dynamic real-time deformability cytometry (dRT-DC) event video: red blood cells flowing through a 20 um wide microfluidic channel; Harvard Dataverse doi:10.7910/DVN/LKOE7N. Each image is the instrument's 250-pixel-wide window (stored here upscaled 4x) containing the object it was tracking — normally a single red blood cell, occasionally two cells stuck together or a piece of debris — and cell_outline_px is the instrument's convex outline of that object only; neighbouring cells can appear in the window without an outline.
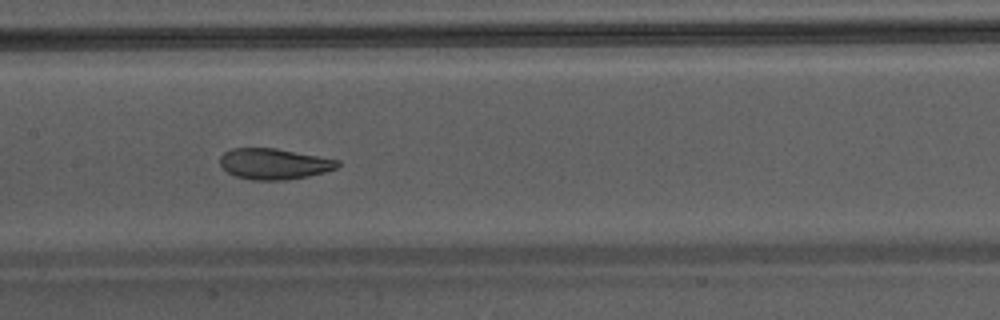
{"species": "Egyptian fruit bat (a non-hibernating species)", "species_latin": "Rousettus aegyptiacus", "temperature_condition": "warm", "stored_images_in_passage": 35, "camera_frame_rate_fps": 3000, "um_per_image_px": 0.085, "animal": {"sex": "male"}, "frame": {"image": 1, "passage_image": 11, "time_ms": 3.333, "image_size_px": [1000, 320], "cell_outline_px": [[340, 164], [336, 168], [324, 172], [308, 176], [284, 180], [252, 180], [236, 176], [228, 172], [220, 164], [220, 156], [224, 152], [232, 148], [276, 148], [340, 160]], "centroid_in_image_um": [23.29, 13.92], "position_along_channel_um": 184.1, "area_um2": 21.1}}
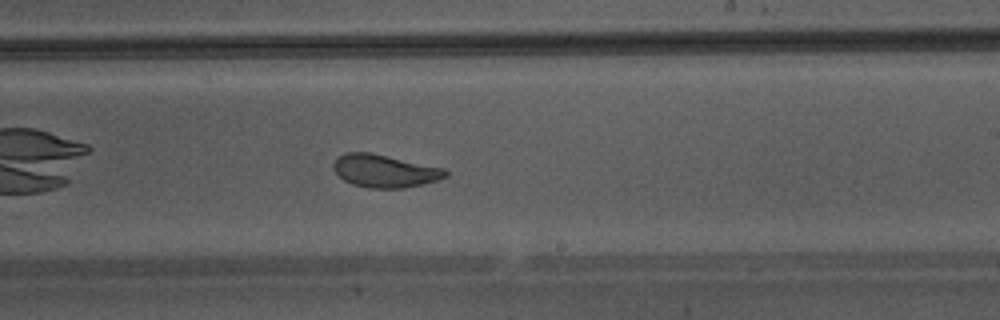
{"frame": {"image": 2, "passage_image": 16, "time_ms": 5.0, "image_size_px": [1000, 320], "cell_outline_px": [[448, 176], [424, 184], [404, 188], [368, 188], [352, 184], [344, 180], [332, 168], [332, 164], [336, 156], [344, 152], [372, 152], [444, 168], [448, 172]], "centroid_in_image_um": [32.67, 14.52], "position_along_channel_um": 256.3, "area_um2": 21.68}}